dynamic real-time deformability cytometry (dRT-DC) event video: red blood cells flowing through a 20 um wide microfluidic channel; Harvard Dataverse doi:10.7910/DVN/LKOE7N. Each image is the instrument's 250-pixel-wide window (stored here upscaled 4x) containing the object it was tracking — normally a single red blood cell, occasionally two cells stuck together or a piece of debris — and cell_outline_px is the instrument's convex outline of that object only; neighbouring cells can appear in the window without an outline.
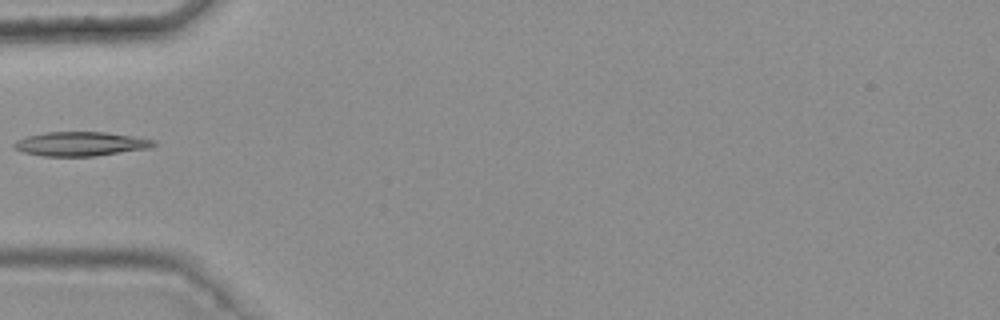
{"species": "common noctule bat (a hibernating species)", "species_latin": "Nyctalus noctula", "temperature_condition": "warm", "stored_images_in_passage": 6, "camera_frame_rate_fps": 3000, "um_per_image_px": 0.085, "animal": {"sex": "female", "body_mass_g": 25.1}, "frame": {"image": 1, "passage_image": 5, "time_ms": 1.333, "image_size_px": [1000, 320], "cell_outline_px": [[156, 144], [148, 148], [96, 156], [44, 156], [24, 152], [16, 148], [12, 144], [16, 140], [28, 136], [44, 132], [108, 132], [156, 140]], "centroid_in_image_um": [6.86, 12.22], "position_along_channel_um": 78.1, "area_um2": 19.54}}
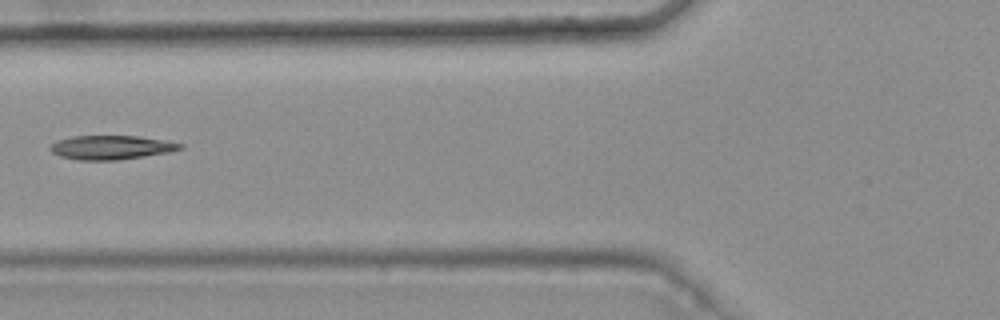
{"frame": {"image": 2, "passage_image": 6, "time_ms": 1.667, "image_size_px": [1000, 320], "cell_outline_px": [[184, 148], [172, 152], [116, 160], [80, 160], [60, 156], [52, 152], [48, 148], [56, 140], [72, 136], [136, 136], [184, 144]], "centroid_in_image_um": [9.44, 12.53], "position_along_channel_um": 116.4, "area_um2": 18.09}}